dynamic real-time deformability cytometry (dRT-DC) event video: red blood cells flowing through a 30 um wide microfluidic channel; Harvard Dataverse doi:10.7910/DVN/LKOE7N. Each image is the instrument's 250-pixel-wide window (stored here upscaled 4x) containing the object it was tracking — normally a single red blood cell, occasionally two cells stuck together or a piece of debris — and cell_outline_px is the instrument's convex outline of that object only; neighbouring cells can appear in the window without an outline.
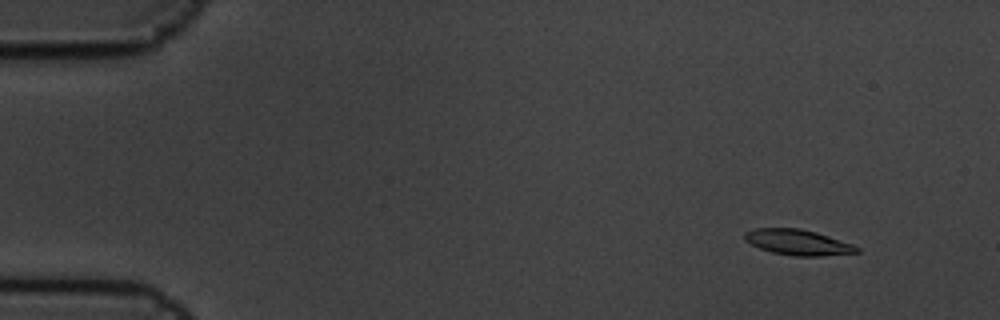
{"species": "common noctule bat (a hibernating species)", "species_latin": "Nyctalus noctula", "temperature_condition": "cold", "stored_images_in_passage": 9, "camera_frame_rate_fps": 3000, "um_per_image_px": 0.085, "animal": {"sex": "male", "body_mass_g": 19.5, "forearm_length_mm": 54.6}, "frame": {"image": 1, "passage_image": 2, "time_ms": 0.333, "image_size_px": [1000, 320], "cell_outline_px": [[860, 252], [820, 256], [796, 256], [772, 252], [760, 248], [744, 240], [744, 232], [752, 228], [800, 228], [816, 232], [852, 244], [860, 248]], "centroid_in_image_um": [67.8, 20.59], "position_along_channel_um": 17.2, "area_um2": 16.65}}
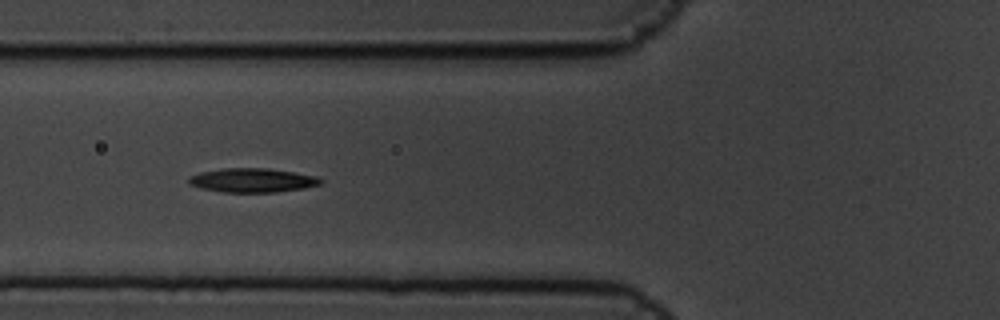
{"frame": {"image": 2, "passage_image": 7, "time_ms": 2.0, "image_size_px": [1000, 320], "cell_outline_px": [[324, 184], [304, 188], [276, 192], [220, 192], [200, 188], [188, 184], [188, 180], [192, 176], [200, 172], [224, 168], [268, 168], [316, 176], [324, 180]], "centroid_in_image_um": [21.48, 15.33], "position_along_channel_um": 104.3, "area_um2": 18.55}}
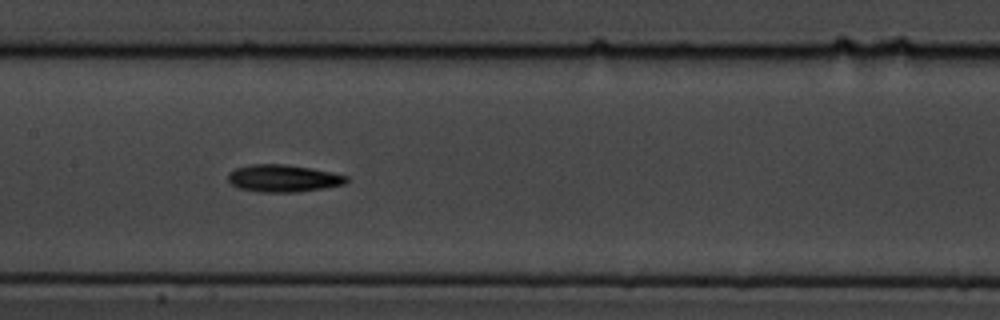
{"frame": {"image": 3, "passage_image": 9, "time_ms": 2.667, "image_size_px": [1000, 320], "cell_outline_px": [[348, 180], [344, 184], [324, 188], [296, 192], [260, 192], [236, 188], [228, 180], [228, 172], [236, 168], [252, 164], [284, 164], [312, 168], [348, 176]], "centroid_in_image_um": [24.05, 15.16], "position_along_channel_um": 183.4, "area_um2": 18.84}}